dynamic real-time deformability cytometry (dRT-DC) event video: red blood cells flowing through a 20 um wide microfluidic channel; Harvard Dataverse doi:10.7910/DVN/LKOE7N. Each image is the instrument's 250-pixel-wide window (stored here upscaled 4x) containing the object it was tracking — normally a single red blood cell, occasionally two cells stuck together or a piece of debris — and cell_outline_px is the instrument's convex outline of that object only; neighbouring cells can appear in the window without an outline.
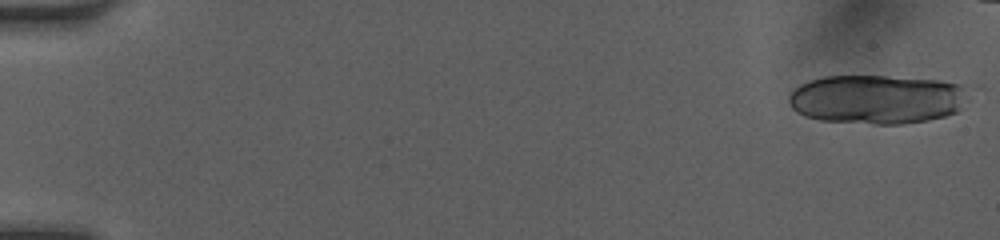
{"species": "human", "species_latin": "Homo sapiens", "temperature_condition": "room temperature", "stored_images_in_passage": 17, "camera_frame_rate_fps": 3000, "um_per_image_px": 0.085, "donor": {"sex": "female"}, "frame": {"image": 1, "passage_image": 1, "time_ms": 0.0, "image_size_px": [1000, 240], "cell_outline_px": [[964, 88], [960, 108], [956, 112], [944, 116], [928, 120], [904, 124], [872, 124], [820, 120], [804, 116], [796, 112], [792, 108], [788, 100], [788, 96], [800, 84], [808, 80], [824, 76], [888, 76], [940, 80], [960, 84]], "centroid_in_image_um": [74.45, 8.44], "position_along_channel_um": 10.5, "area_um2": 51.27}}